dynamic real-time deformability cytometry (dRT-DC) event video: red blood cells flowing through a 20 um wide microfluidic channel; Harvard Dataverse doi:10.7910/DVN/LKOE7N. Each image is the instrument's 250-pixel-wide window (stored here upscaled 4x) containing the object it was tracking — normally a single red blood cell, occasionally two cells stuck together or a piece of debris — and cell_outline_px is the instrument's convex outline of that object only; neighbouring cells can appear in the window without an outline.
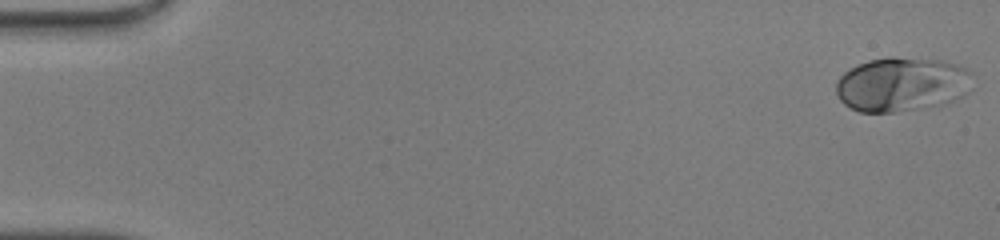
{"species": "human", "species_latin": "Homo sapiens", "temperature_condition": "warm", "stored_images_in_passage": 48, "camera_frame_rate_fps": 3000, "um_per_image_px": 0.085, "donor": {"sex": "male"}, "frame": {"image": 1, "passage_image": 1, "time_ms": 0.0, "image_size_px": [1000, 240], "cell_outline_px": [[972, 88], [964, 96], [948, 104], [892, 112], [860, 112], [844, 104], [840, 100], [836, 92], [836, 80], [844, 72], [856, 64], [868, 60], [892, 56], [944, 60], [956, 64], [972, 72]], "centroid_in_image_um": [76.69, 7.16], "position_along_channel_um": 8.3, "area_um2": 43.93}}
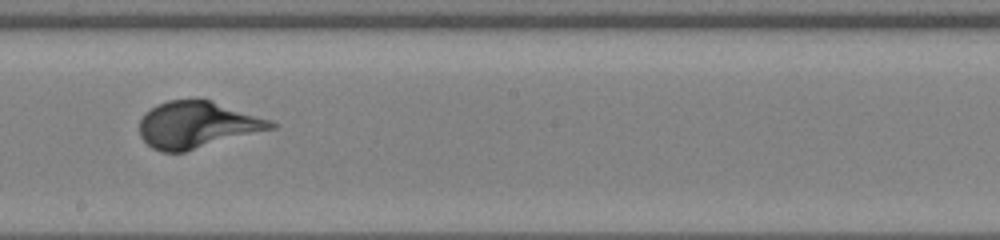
{"frame": {"image": 2, "passage_image": 28, "time_ms": 9.0, "image_size_px": [1000, 240], "cell_outline_px": [[276, 128], [184, 152], [160, 152], [152, 148], [140, 136], [140, 120], [144, 112], [156, 104], [168, 100], [212, 100], [272, 120], [276, 124]], "centroid_in_image_um": [16.76, 10.61], "position_along_channel_um": 231.4, "area_um2": 35.84}}
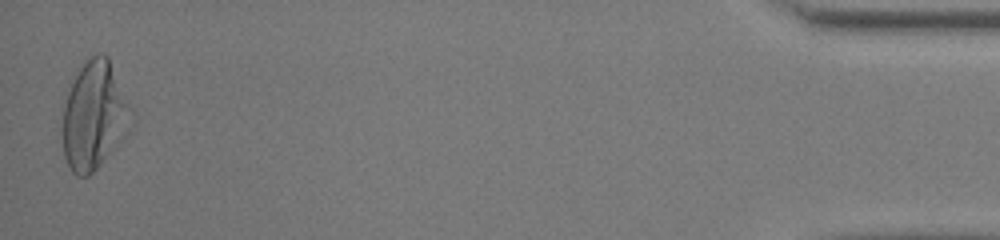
{"frame": {"image": 3, "passage_image": 48, "time_ms": 15.667, "image_size_px": [1000, 240], "cell_outline_px": [[132, 124], [128, 132], [96, 168], [88, 176], [76, 176], [72, 172], [64, 156], [60, 132], [64, 108], [68, 92], [80, 68], [96, 52], [104, 52], [108, 56], [132, 108]], "centroid_in_image_um": [8.0, 9.83], "position_along_channel_um": 427.2, "area_um2": 43.23}}